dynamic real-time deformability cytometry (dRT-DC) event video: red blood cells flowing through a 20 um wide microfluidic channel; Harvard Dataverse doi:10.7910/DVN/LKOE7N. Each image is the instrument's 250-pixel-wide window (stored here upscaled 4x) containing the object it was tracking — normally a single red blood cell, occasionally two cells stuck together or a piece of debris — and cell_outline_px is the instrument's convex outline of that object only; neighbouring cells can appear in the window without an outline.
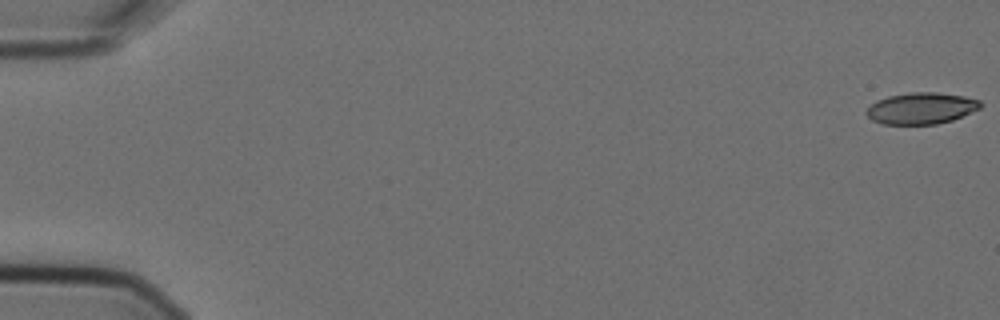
{"species": "Egyptian fruit bat (a non-hibernating species)", "species_latin": "Rousettus aegyptiacus", "temperature_condition": "cold", "stored_images_in_passage": 4, "camera_frame_rate_fps": 3000, "um_per_image_px": 0.085, "animal": {"sex": "female"}, "frame": {"image": 1, "passage_image": 1, "time_ms": 0.0, "image_size_px": [1000, 320], "cell_outline_px": [[984, 104], [980, 108], [972, 112], [952, 120], [936, 124], [880, 124], [872, 120], [864, 112], [876, 100], [888, 96], [912, 92], [936, 92], [964, 96], [980, 100]], "centroid_in_image_um": [78.31, 9.2], "position_along_channel_um": 6.7, "area_um2": 20.98}}
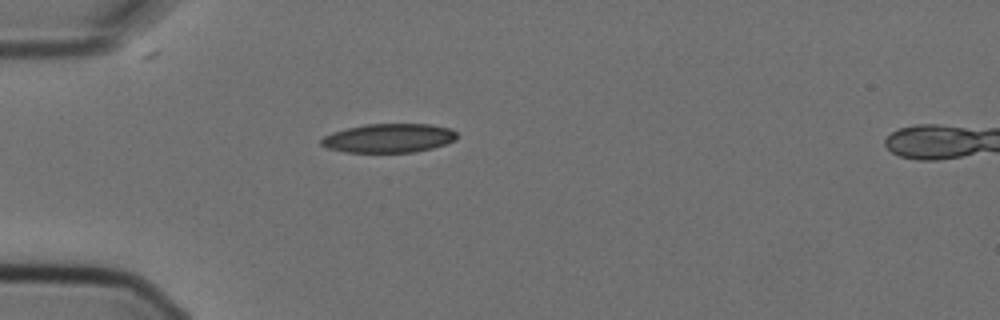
{"frame": {"image": 2, "passage_image": 3, "time_ms": 0.667, "image_size_px": [1000, 320], "cell_outline_px": [[456, 140], [432, 148], [416, 152], [344, 152], [328, 148], [320, 144], [320, 140], [324, 136], [332, 132], [348, 128], [368, 124], [428, 124], [448, 128], [456, 132]], "centroid_in_image_um": [33.03, 11.74], "position_along_channel_um": 52.0, "area_um2": 22.72}}